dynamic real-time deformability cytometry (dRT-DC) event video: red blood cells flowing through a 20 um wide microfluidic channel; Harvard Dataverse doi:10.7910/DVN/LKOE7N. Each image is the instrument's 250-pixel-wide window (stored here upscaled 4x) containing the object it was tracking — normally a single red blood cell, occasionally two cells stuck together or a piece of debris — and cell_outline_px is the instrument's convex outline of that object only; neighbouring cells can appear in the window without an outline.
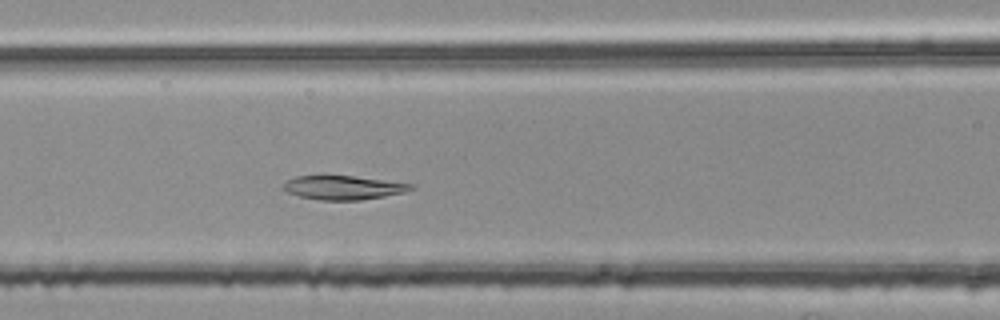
{"species": "common noctule bat (a hibernating species)", "species_latin": "Nyctalus noctula", "temperature_condition": "room temperature", "stored_images_in_passage": 48, "camera_frame_rate_fps": 3000, "um_per_image_px": 0.085, "animal": {"sex": "female", "body_mass_g": 25.1}, "frame": {"image": 1, "passage_image": 20, "time_ms": 6.333, "image_size_px": [1000, 320], "cell_outline_px": [[416, 188], [404, 192], [384, 196], [360, 200], [320, 200], [300, 196], [288, 192], [280, 188], [280, 184], [296, 176], [320, 172], [324, 172], [416, 184]], "centroid_in_image_um": [29.11, 15.89], "position_along_channel_um": 137.5, "area_um2": 18.79}}
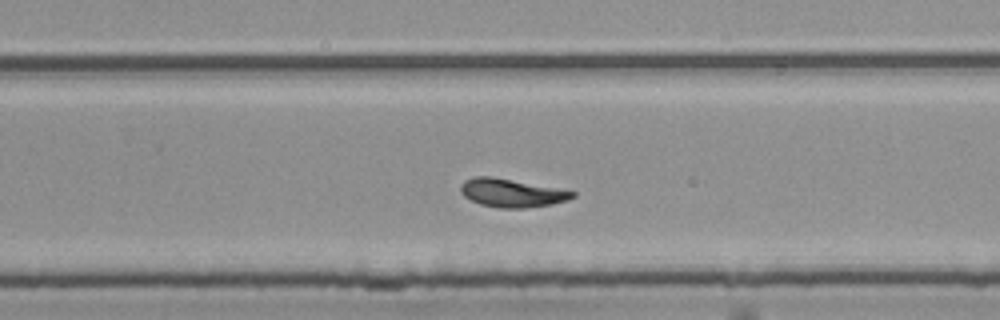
{"frame": {"image": 2, "passage_image": 32, "time_ms": 10.333, "image_size_px": [1000, 320], "cell_outline_px": [[576, 196], [568, 200], [552, 204], [524, 208], [500, 208], [480, 204], [464, 196], [460, 192], [460, 184], [464, 180], [472, 176], [492, 176], [576, 192]], "centroid_in_image_um": [43.45, 16.39], "position_along_channel_um": 286.4, "area_um2": 18.38}}
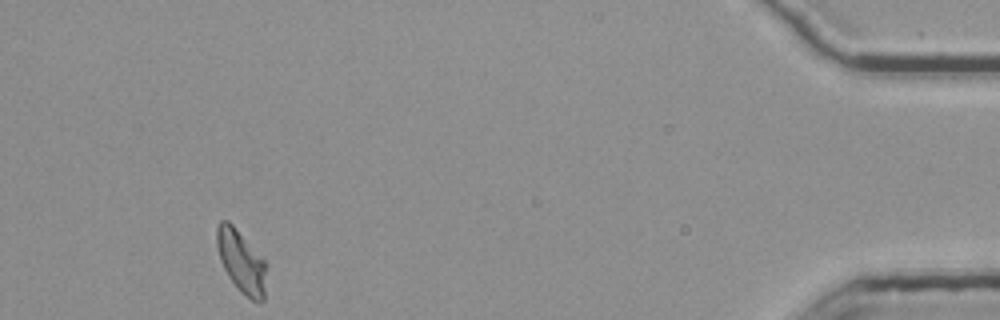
{"frame": {"image": 3, "passage_image": 48, "time_ms": 15.667, "image_size_px": [1000, 320], "cell_outline_px": [[268, 264], [264, 300], [252, 300], [228, 276], [220, 260], [216, 244], [216, 228], [220, 220], [228, 220], [232, 224]], "centroid_in_image_um": [20.52, 22.18], "position_along_channel_um": 414.7, "area_um2": 17.8}, "authors_computed_cell_mechanics": {"area_um2": 18.6405, "velocity_mm_per_s": 3.7325, "shape_relaxation_time_tau1_ms": 5.3148, "shape_relaxation_time_tau2_ms": 4.2131, "deformation_change_tau1": 0.1537, "deformation_change_tau2": 0.1017}}